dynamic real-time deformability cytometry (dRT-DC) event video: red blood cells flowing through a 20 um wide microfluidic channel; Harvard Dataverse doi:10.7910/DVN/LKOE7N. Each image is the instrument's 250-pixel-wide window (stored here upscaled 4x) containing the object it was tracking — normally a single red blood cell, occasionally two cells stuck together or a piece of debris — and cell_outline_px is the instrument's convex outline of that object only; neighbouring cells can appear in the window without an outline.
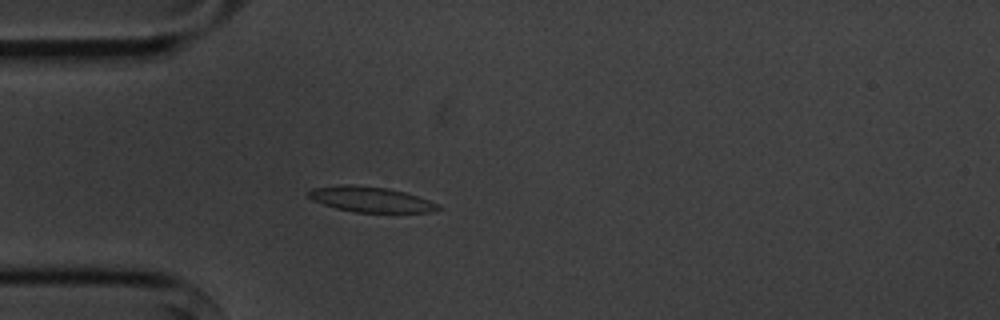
{"species": "common noctule bat (a hibernating species)", "species_latin": "Nyctalus noctula", "temperature_condition": "cold", "stored_images_in_passage": 5, "camera_frame_rate_fps": 3000, "um_per_image_px": 0.085, "animal": {"sex": "male", "body_mass_g": 20.1, "forearm_length_mm": 53.5}, "frame": {"image": 1, "passage_image": 5, "time_ms": 4.667, "image_size_px": [1000, 320], "cell_outline_px": [[440, 208], [436, 212], [356, 212], [336, 208], [324, 204], [308, 196], [308, 192], [312, 188], [340, 184], [348, 184], [388, 188], [404, 192], [428, 200], [436, 204]], "centroid_in_image_um": [31.5, 16.94], "position_along_channel_um": 53.5, "area_um2": 18.84}}